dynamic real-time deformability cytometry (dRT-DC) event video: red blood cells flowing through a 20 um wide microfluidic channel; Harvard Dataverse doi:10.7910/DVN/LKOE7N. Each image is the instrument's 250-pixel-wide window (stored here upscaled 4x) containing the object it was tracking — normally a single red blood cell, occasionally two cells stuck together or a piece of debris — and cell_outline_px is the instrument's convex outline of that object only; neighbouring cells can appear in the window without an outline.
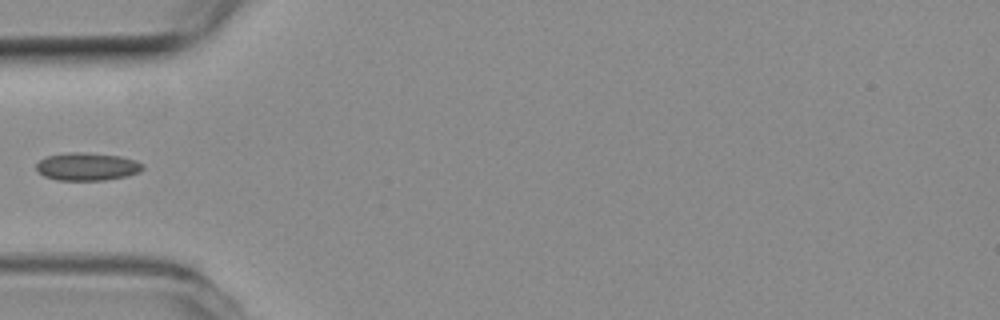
{"species": "common noctule bat (a hibernating species)", "species_latin": "Nyctalus noctula", "temperature_condition": "room temperature", "stored_images_in_passage": 23, "camera_frame_rate_fps": 3000, "um_per_image_px": 0.085, "animal": {"sex": "female", "body_mass_g": 19.3, "forearm_length_mm": 54.1}, "frame": {"image": 1, "passage_image": 1, "time_ms": 0.0, "image_size_px": [1000, 320], "cell_outline_px": [[144, 168], [140, 172], [128, 176], [104, 180], [56, 180], [44, 176], [36, 168], [36, 164], [40, 160], [48, 156], [68, 152], [84, 152], [120, 156], [136, 160], [144, 164]], "centroid_in_image_um": [7.44, 14.16], "position_along_channel_um": 77.6, "area_um2": 17.34}}
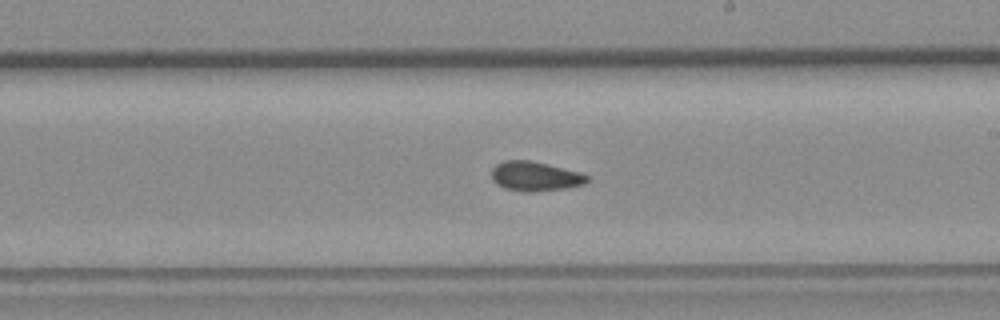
{"frame": {"image": 2, "passage_image": 14, "time_ms": 4.333, "image_size_px": [1000, 320], "cell_outline_px": [[592, 180], [584, 184], [564, 188], [532, 192], [524, 192], [504, 188], [496, 184], [492, 180], [492, 168], [496, 164], [504, 160], [528, 160], [548, 164], [580, 172], [588, 176]], "centroid_in_image_um": [45.48, 14.98], "position_along_channel_um": 243.5, "area_um2": 16.53}}
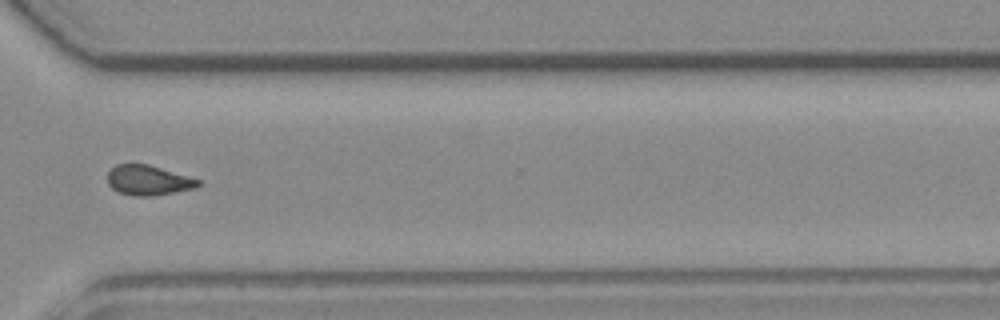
{"frame": {"image": 3, "passage_image": 23, "time_ms": 7.333, "image_size_px": [1000, 320], "cell_outline_px": [[200, 184], [196, 188], [176, 192], [152, 196], [132, 196], [120, 192], [112, 188], [108, 184], [108, 172], [116, 164], [148, 164], [200, 180]], "centroid_in_image_um": [12.6, 15.33], "position_along_channel_um": 358.0, "area_um2": 15.72}}